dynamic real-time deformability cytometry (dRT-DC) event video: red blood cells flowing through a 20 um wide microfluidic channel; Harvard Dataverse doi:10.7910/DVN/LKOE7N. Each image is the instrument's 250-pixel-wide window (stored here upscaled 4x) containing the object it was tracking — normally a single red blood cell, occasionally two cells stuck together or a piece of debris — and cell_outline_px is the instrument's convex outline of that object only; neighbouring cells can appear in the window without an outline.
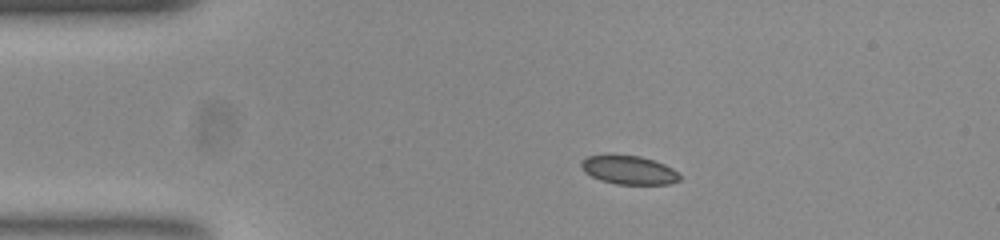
{"species": "common noctule bat (a hibernating species)", "species_latin": "Nyctalus noctula", "temperature_condition": "room temperature", "stored_images_in_passage": 43, "camera_frame_rate_fps": 3000, "um_per_image_px": 0.085, "animal": {"sex": "female", "body_mass_g": 23.0, "forearm_length_mm": 53.4}, "frame": {"image": 1, "passage_image": 1, "time_ms": 0.0, "image_size_px": [1000, 240], "cell_outline_px": [[680, 180], [668, 184], [616, 184], [600, 180], [584, 172], [580, 164], [588, 156], [640, 156], [664, 164], [672, 168], [680, 176]], "centroid_in_image_um": [53.47, 14.47], "position_along_channel_um": 31.5, "area_um2": 16.01}}
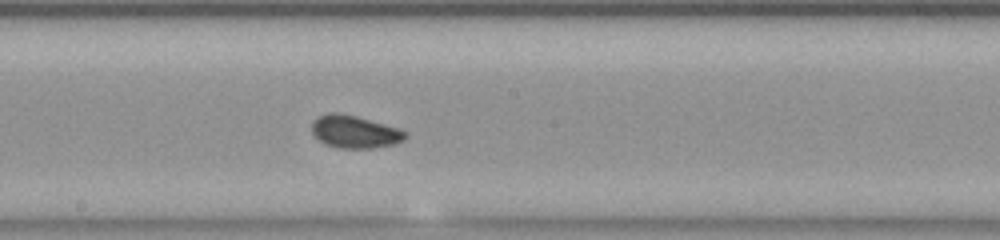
{"frame": {"image": 2, "passage_image": 19, "time_ms": 6.0, "image_size_px": [1000, 240], "cell_outline_px": [[408, 136], [404, 140], [392, 144], [372, 148], [340, 148], [324, 144], [312, 132], [312, 120], [316, 116], [328, 112], [340, 112], [356, 116], [384, 124], [396, 128], [404, 132]], "centroid_in_image_um": [30.09, 11.18], "position_along_channel_um": 218.1, "area_um2": 17.69}}
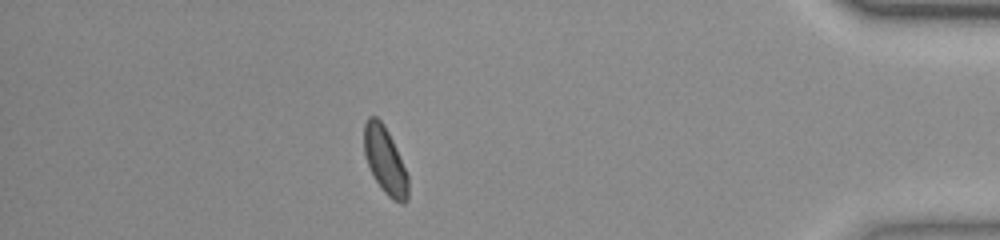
{"frame": {"image": 3, "passage_image": 37, "time_ms": 12.0, "image_size_px": [1000, 240], "cell_outline_px": [[408, 200], [404, 204], [400, 204], [392, 200], [384, 192], [376, 180], [368, 164], [364, 152], [364, 124], [368, 116], [376, 116], [384, 124], [392, 140], [408, 176]], "centroid_in_image_um": [32.73, 13.66], "position_along_channel_um": 402.5, "area_um2": 16.99}, "authors_computed_cell_mechanics": {"area_um2": 16.9354, "velocity_mm_per_s": 3.8639, "shape_relaxation_time_tau1_ms": null, "shape_relaxation_time_tau2_ms": 4.243, "deformation_change_tau1": null, "deformation_change_tau2": 0.0719}}